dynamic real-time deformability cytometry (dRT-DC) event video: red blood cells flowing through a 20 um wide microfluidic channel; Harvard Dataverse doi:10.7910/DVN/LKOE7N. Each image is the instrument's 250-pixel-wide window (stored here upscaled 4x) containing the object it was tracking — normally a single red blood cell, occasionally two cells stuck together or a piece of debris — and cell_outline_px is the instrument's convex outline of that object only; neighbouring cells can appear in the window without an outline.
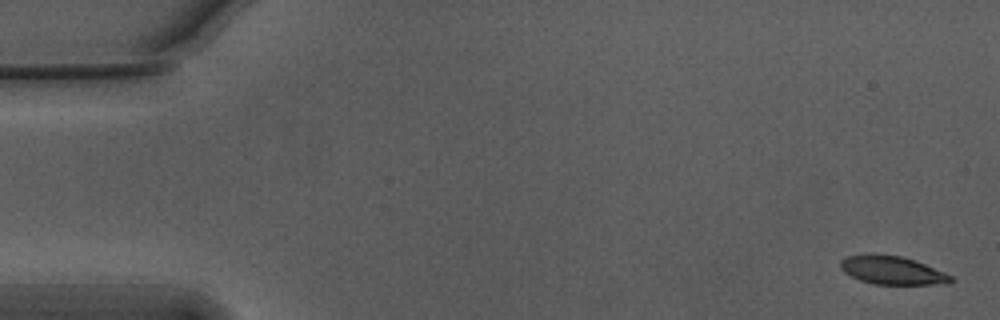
{"species": "Egyptian fruit bat (a non-hibernating species)", "species_latin": "Rousettus aegyptiacus", "temperature_condition": "warm", "stored_images_in_passage": 44, "camera_frame_rate_fps": 3000, "um_per_image_px": 0.085, "animal": {"sex": "male"}, "frame": {"image": 1, "passage_image": 1, "time_ms": 0.0, "image_size_px": [1000, 320], "cell_outline_px": [[956, 280], [948, 284], [876, 284], [860, 280], [844, 272], [840, 268], [840, 260], [848, 256], [868, 252], [900, 256], [916, 260], [944, 272], [952, 276]], "centroid_in_image_um": [75.84, 22.95], "position_along_channel_um": 9.2, "area_um2": 18.5}}
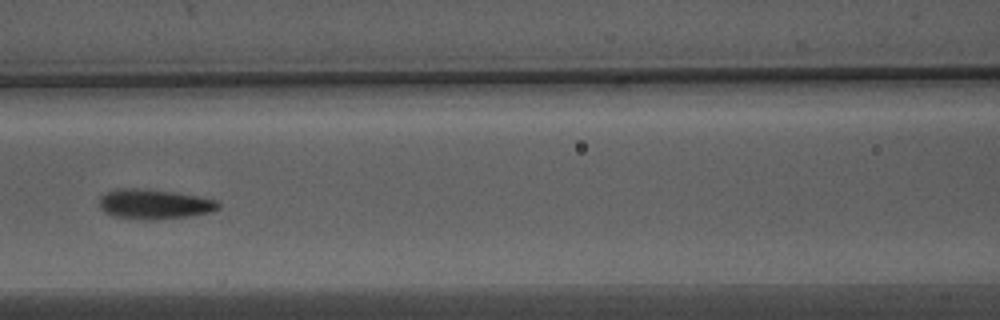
{"frame": {"image": 2, "passage_image": 24, "time_ms": 7.667, "image_size_px": [1000, 320], "cell_outline_px": [[220, 208], [212, 212], [188, 216], [156, 220], [140, 220], [112, 216], [104, 212], [100, 208], [100, 196], [104, 192], [116, 188], [144, 188], [172, 192], [196, 196], [216, 200], [220, 204]], "centroid_in_image_um": [13.06, 17.35], "position_along_channel_um": 153.5, "area_um2": 20.98}}
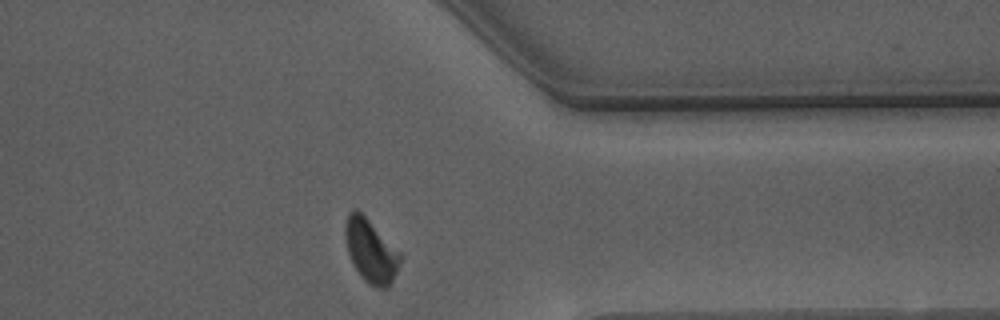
{"frame": {"image": 3, "passage_image": 43, "time_ms": 14.0, "image_size_px": [1000, 320], "cell_outline_px": [[404, 256], [388, 288], [376, 288], [368, 284], [360, 276], [348, 252], [344, 236], [344, 224], [348, 212], [356, 208]], "centroid_in_image_um": [31.51, 21.33], "position_along_channel_um": 379.9, "area_um2": 20.17}, "authors_computed_cell_mechanics": {"area_um2": 20.2589, "velocity_mm_per_s": 3.7264, "shape_relaxation_time_tau1_ms": 2.7536, "shape_relaxation_time_tau2_ms": 1.4869, "deformation_change_tau1": 0.1338, "deformation_change_tau2": 0.0805}}